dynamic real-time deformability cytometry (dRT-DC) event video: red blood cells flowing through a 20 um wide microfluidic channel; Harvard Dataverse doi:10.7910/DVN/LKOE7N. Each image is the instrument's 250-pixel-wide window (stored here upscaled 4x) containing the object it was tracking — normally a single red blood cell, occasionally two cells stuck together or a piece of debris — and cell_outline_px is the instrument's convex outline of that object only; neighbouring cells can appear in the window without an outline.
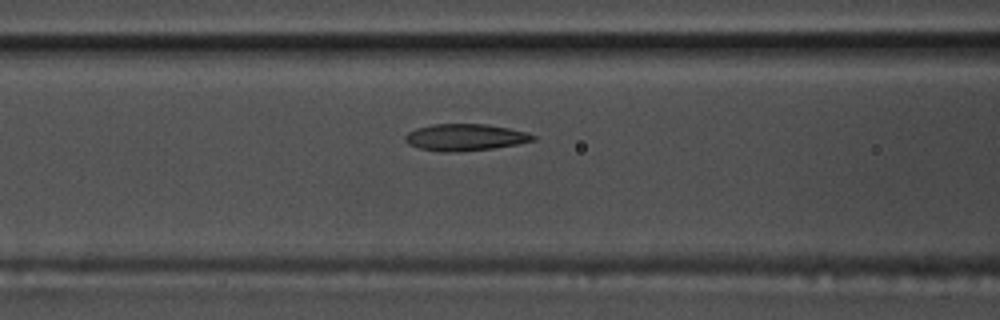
{"species": "common noctule bat (a hibernating species)", "species_latin": "Nyctalus noctula", "temperature_condition": "warm", "stored_images_in_passage": 45, "camera_frame_rate_fps": 3000, "um_per_image_px": 0.085, "animal": {"sex": "male", "body_mass_g": 17.5, "forearm_length_mm": 52.3}, "frame": {"image": 1, "passage_image": 12, "time_ms": 3.667, "image_size_px": [1000, 320], "cell_outline_px": [[536, 140], [516, 144], [492, 148], [452, 152], [440, 152], [420, 148], [408, 144], [404, 140], [404, 136], [408, 132], [416, 128], [432, 124], [488, 124], [528, 132], [536, 136]], "centroid_in_image_um": [39.52, 11.66], "position_along_channel_um": 127.1, "area_um2": 19.94}}
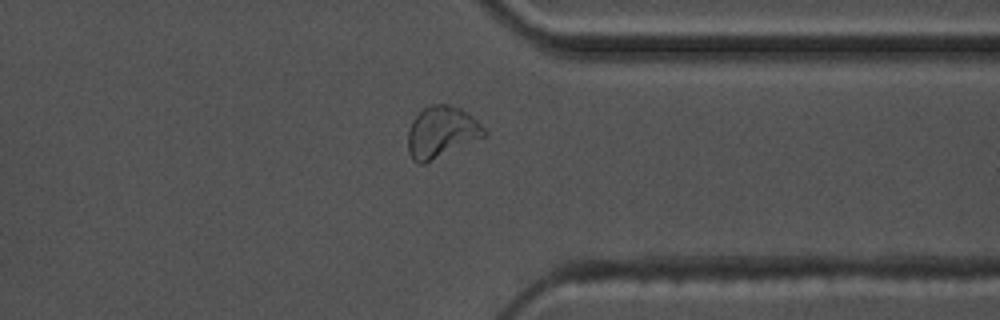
{"frame": {"image": 2, "passage_image": 33, "time_ms": 10.667, "image_size_px": [1000, 320], "cell_outline_px": [[488, 136], [424, 164], [420, 164], [412, 160], [408, 152], [408, 128], [412, 120], [424, 108], [432, 104], [448, 104], [460, 108], [468, 112], [488, 132]], "centroid_in_image_um": [37.54, 11.24], "position_along_channel_um": 373.9, "area_um2": 23.18}}
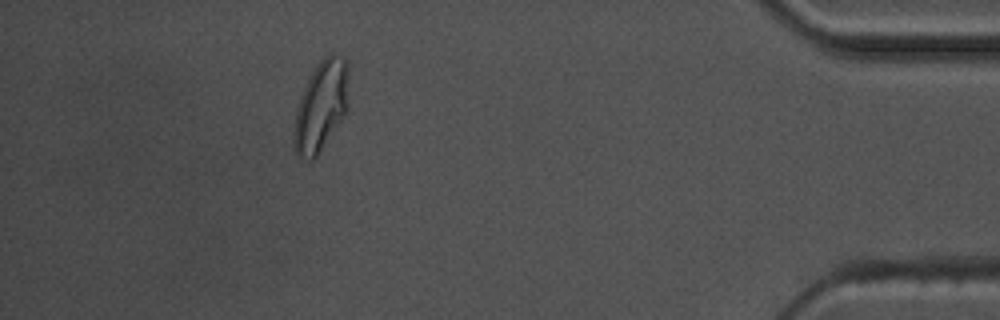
{"frame": {"image": 3, "passage_image": 40, "time_ms": 13.0, "image_size_px": [1000, 320], "cell_outline_px": [[348, 108], [316, 156], [312, 160], [308, 160], [296, 156], [292, 148], [292, 140], [296, 108], [300, 96], [312, 72], [320, 60], [324, 56], [332, 52], [348, 60]], "centroid_in_image_um": [27.26, 9.0], "position_along_channel_um": 407.9, "area_um2": 28.9}, "authors_computed_cell_mechanics": {"area_um2": 20.2878, "velocity_mm_per_s": 3.5737, "shape_relaxation_time_tau1_ms": 7.2694, "shape_relaxation_time_tau2_ms": 1.8646, "deformation_change_tau1": 0.203, "deformation_change_tau2": 0.0764}}